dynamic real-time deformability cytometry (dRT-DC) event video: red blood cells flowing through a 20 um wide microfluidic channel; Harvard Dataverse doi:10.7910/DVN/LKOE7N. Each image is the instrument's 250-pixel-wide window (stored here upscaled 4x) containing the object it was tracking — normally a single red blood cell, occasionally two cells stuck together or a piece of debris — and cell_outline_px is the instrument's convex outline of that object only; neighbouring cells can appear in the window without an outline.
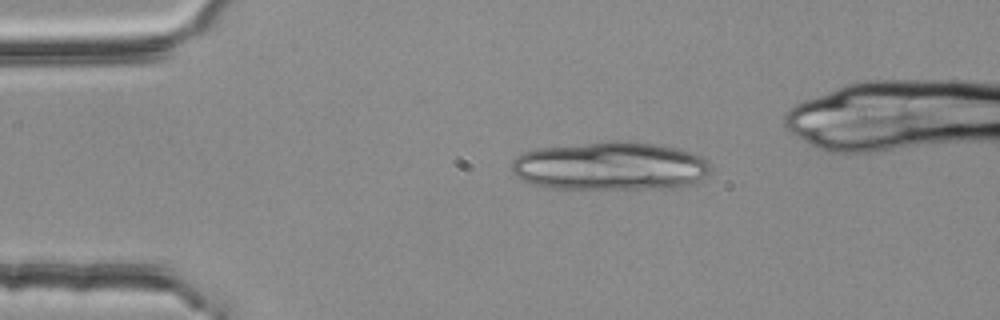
{"species": "common noctule bat (a hibernating species)", "species_latin": "Nyctalus noctula", "temperature_condition": "room temperature", "stored_images_in_passage": 15, "camera_frame_rate_fps": 3000, "um_per_image_px": 0.085, "animal": {"sex": "female", "body_mass_g": 25.1}, "frame": {"image": 1, "passage_image": 3, "time_ms": 0.667, "image_size_px": [1000, 320], "cell_outline_px": [[712, 168], [704, 176], [688, 184], [672, 188], [552, 188], [532, 184], [520, 180], [512, 172], [512, 160], [516, 156], [524, 152], [536, 148], [608, 140], [628, 140], [676, 148], [700, 156], [708, 160]], "centroid_in_image_um": [51.81, 14.1], "position_along_channel_um": 33.2, "area_um2": 56.3}}